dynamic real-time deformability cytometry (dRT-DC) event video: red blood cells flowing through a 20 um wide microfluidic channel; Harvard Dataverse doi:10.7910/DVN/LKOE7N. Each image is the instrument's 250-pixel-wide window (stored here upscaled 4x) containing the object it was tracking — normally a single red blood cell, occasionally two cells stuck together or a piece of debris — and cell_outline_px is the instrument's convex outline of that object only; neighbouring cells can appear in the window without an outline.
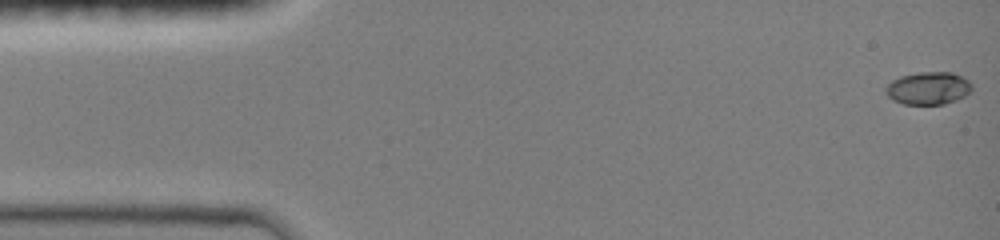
{"species": "common noctule bat (a hibernating species)", "species_latin": "Nyctalus noctula", "temperature_condition": "room temperature", "stored_images_in_passage": 48, "camera_frame_rate_fps": 3000, "um_per_image_px": 0.085, "animal": {"sex": "female", "body_mass_g": 19.0, "forearm_length_mm": 51.5}, "frame": {"image": 1, "passage_image": 1, "time_ms": 0.0, "image_size_px": [1000, 240], "cell_outline_px": [[972, 88], [964, 96], [956, 100], [944, 104], [904, 104], [892, 100], [888, 96], [884, 88], [892, 80], [900, 76], [920, 72], [952, 72], [968, 80], [972, 84]], "centroid_in_image_um": [78.88, 7.49], "position_along_channel_um": 6.1, "area_um2": 16.36}}
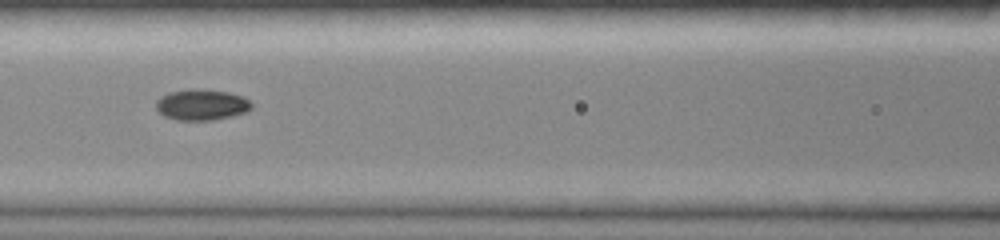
{"frame": {"image": 2, "passage_image": 21, "time_ms": 6.667, "image_size_px": [1000, 240], "cell_outline_px": [[252, 108], [248, 112], [232, 116], [212, 120], [176, 120], [164, 116], [156, 108], [156, 100], [160, 96], [168, 92], [192, 88], [196, 88], [228, 92], [244, 96], [252, 104]], "centroid_in_image_um": [17.14, 8.89], "position_along_channel_um": 149.5, "area_um2": 17.46}}
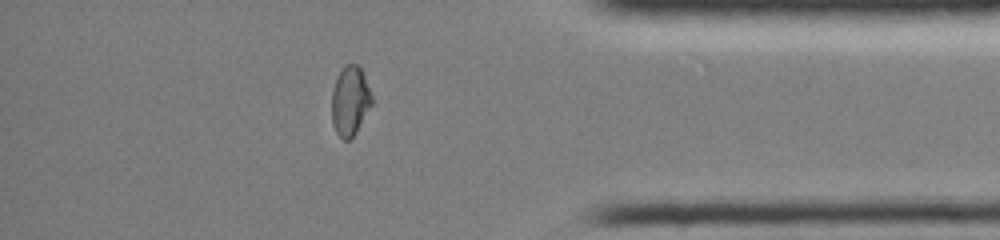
{"frame": {"image": 3, "passage_image": 41, "time_ms": 13.333, "image_size_px": [1000, 240], "cell_outline_px": [[372, 104], [356, 132], [348, 140], [344, 140], [336, 132], [332, 124], [332, 92], [336, 76], [340, 68], [344, 64], [360, 64], [372, 96]], "centroid_in_image_um": [29.75, 8.52], "position_along_channel_um": 405.5, "area_um2": 16.36}, "authors_computed_cell_mechanics": {"area_um2": 16.3574, "velocity_mm_per_s": 4.0483, "shape_relaxation_time_tau1_ms": 3.8556, "shape_relaxation_time_tau2_ms": 1.6475, "deformation_change_tau1": 0.1868, "deformation_change_tau2": 0.0341}}